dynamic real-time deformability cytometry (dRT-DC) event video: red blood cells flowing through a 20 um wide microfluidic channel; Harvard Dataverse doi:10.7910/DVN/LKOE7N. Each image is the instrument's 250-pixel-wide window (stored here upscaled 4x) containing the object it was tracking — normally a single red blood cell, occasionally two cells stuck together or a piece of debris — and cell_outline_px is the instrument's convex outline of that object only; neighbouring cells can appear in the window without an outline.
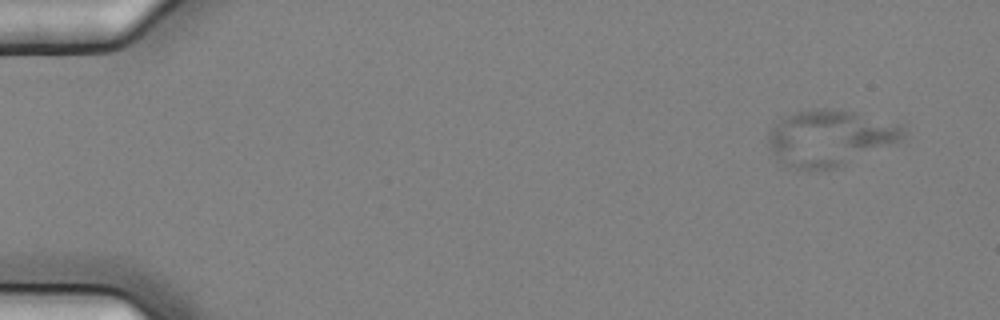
{"species": "common noctule bat (a hibernating species)", "species_latin": "Nyctalus noctula", "temperature_condition": "cold", "stored_images_in_passage": 5, "camera_frame_rate_fps": 3000, "um_per_image_px": 0.085, "animal": {"sex": "female", "body_mass_g": 25.1}, "frame": {"image": 1, "passage_image": 1, "time_ms": 0.0, "image_size_px": [1000, 320], "cell_outline_px": [[904, 136], [900, 140], [840, 168], [808, 172], [784, 164], [768, 148], [768, 132], [784, 116], [796, 112], [812, 108], [828, 108], [856, 112], [904, 124]], "centroid_in_image_um": [70.54, 11.73], "position_along_channel_um": 14.5, "area_um2": 44.62}}
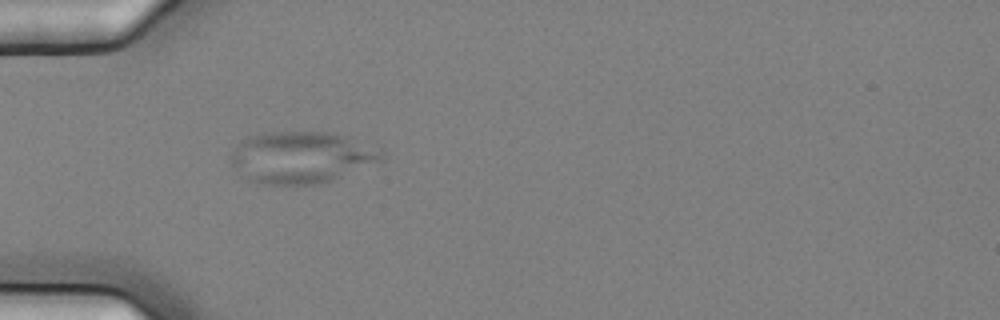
{"frame": {"image": 2, "passage_image": 5, "time_ms": 1.333, "image_size_px": [1000, 320], "cell_outline_px": [[384, 160], [336, 180], [320, 184], [256, 184], [240, 176], [228, 160], [236, 144], [244, 136], [264, 132], [332, 132], [380, 148], [384, 152]], "centroid_in_image_um": [25.58, 13.38], "position_along_channel_um": 59.4, "area_um2": 46.47}}